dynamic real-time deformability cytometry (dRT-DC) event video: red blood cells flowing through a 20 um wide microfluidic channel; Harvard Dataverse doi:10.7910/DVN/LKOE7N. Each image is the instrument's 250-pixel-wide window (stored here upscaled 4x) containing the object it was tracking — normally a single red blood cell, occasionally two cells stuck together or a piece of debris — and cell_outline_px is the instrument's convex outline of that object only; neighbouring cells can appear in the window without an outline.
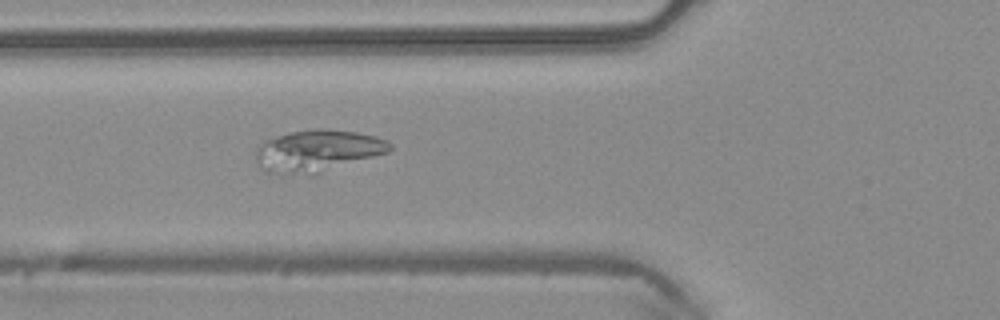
{"species": "common noctule bat (a hibernating species)", "species_latin": "Nyctalus noctula", "temperature_condition": "warm", "stored_images_in_passage": 49, "camera_frame_rate_fps": 3000, "um_per_image_px": 0.085, "animal": {"sex": "male", "body_mass_g": 20.4}, "frame": {"image": 1, "passage_image": 18, "time_ms": 5.667, "image_size_px": [1000, 320], "cell_outline_px": [[392, 148], [388, 152], [312, 176], [268, 172], [260, 168], [256, 160], [256, 148], [264, 140], [288, 132], [316, 128], [328, 128], [356, 132], [376, 136], [388, 140], [392, 144]], "centroid_in_image_um": [26.98, 12.82], "position_along_channel_um": 98.8, "area_um2": 33.23}}
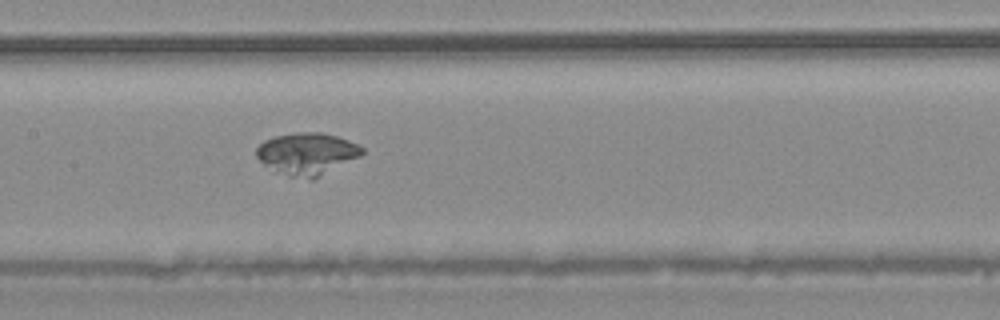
{"frame": {"image": 2, "passage_image": 24, "time_ms": 7.667, "image_size_px": [1000, 320], "cell_outline_px": [[364, 152], [360, 156], [312, 180], [308, 180], [288, 176], [272, 172], [256, 156], [256, 148], [264, 140], [276, 136], [296, 132], [320, 132], [336, 136], [348, 140], [364, 148]], "centroid_in_image_um": [26.06, 13.08], "position_along_channel_um": 181.3, "area_um2": 26.07}}
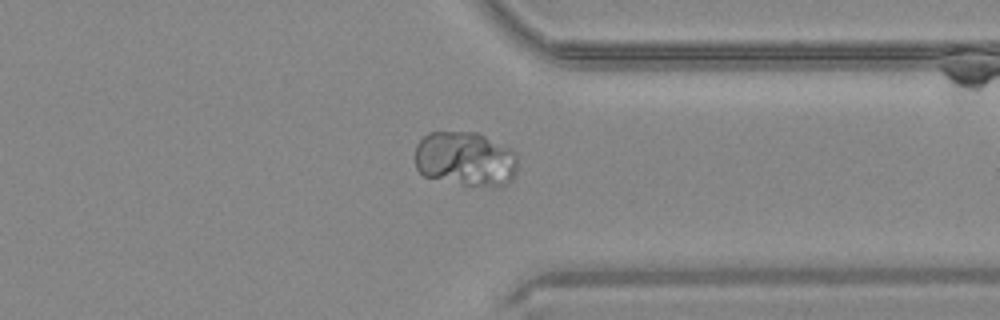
{"frame": {"image": 3, "passage_image": 38, "time_ms": 12.333, "image_size_px": [1000, 320], "cell_outline_px": [[516, 172], [512, 180], [508, 184], [500, 188], [492, 188], [464, 184], [424, 176], [416, 168], [416, 144], [428, 132], [480, 132], [512, 148], [516, 152]], "centroid_in_image_um": [39.62, 13.51], "position_along_channel_um": 371.8, "area_um2": 33.29}}